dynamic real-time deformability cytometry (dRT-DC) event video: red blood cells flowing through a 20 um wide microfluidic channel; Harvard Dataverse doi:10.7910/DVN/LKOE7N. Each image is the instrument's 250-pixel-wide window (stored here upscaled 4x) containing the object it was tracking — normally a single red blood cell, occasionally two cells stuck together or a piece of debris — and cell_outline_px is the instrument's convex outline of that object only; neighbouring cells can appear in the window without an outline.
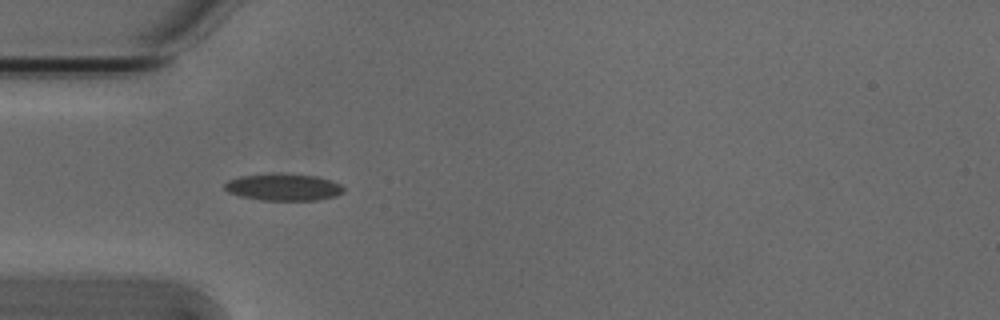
{"species": "Egyptian fruit bat (a non-hibernating species)", "species_latin": "Rousettus aegyptiacus", "temperature_condition": "cold", "stored_images_in_passage": 5, "camera_frame_rate_fps": 3000, "um_per_image_px": 0.085, "animal": {"sex": "male"}, "frame": {"image": 1, "passage_image": 4, "time_ms": 1.0, "image_size_px": [1000, 320], "cell_outline_px": [[344, 192], [336, 196], [316, 200], [260, 200], [240, 196], [228, 192], [224, 188], [224, 184], [228, 180], [240, 176], [272, 172], [280, 172], [316, 176], [340, 184], [344, 188]], "centroid_in_image_um": [24.06, 15.89], "position_along_channel_um": 60.9, "area_um2": 18.96}}
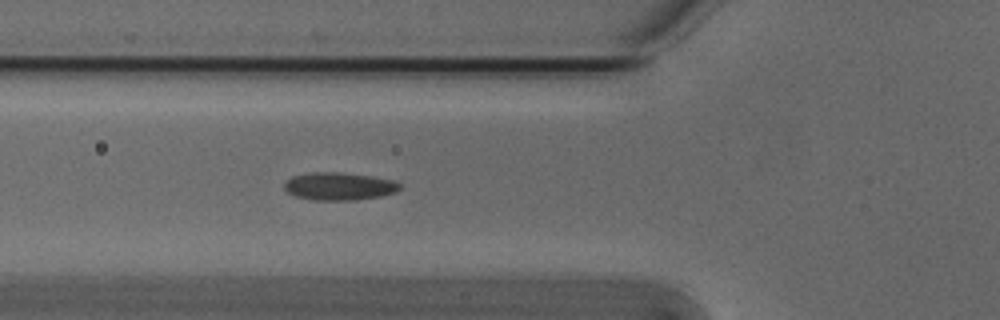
{"frame": {"image": 2, "passage_image": 5, "time_ms": 1.333, "image_size_px": [1000, 320], "cell_outline_px": [[400, 188], [396, 192], [380, 196], [356, 200], [316, 200], [296, 196], [288, 192], [284, 188], [284, 184], [292, 176], [312, 172], [340, 172], [372, 176], [392, 180], [400, 184]], "centroid_in_image_um": [28.83, 15.83], "position_along_channel_um": 97.0, "area_um2": 18.55}}